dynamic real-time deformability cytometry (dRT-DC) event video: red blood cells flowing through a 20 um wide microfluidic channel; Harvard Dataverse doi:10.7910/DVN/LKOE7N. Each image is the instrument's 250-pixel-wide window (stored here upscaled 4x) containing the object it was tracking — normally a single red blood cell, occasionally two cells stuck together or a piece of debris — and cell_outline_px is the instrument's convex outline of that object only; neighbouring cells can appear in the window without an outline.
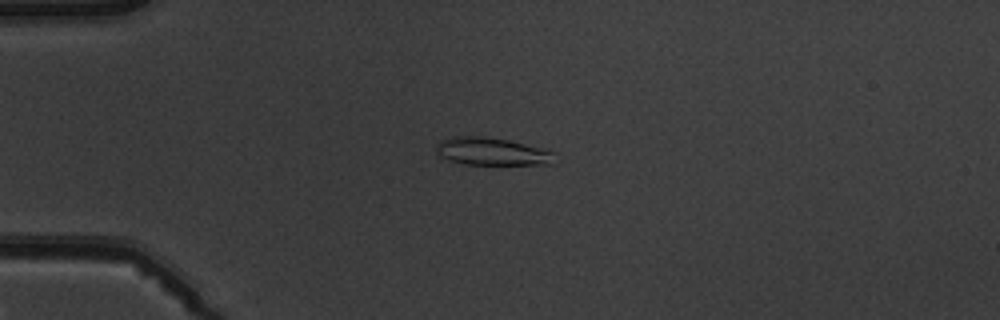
{"species": "common noctule bat (a hibernating species)", "species_latin": "Nyctalus noctula", "temperature_condition": "warm", "stored_images_in_passage": 8, "camera_frame_rate_fps": 3000, "um_per_image_px": 0.085, "animal": {"sex": "male", "body_mass_g": 19.5, "forearm_length_mm": 54.6}, "frame": {"image": 1, "passage_image": 3, "time_ms": 2.333, "image_size_px": [1000, 320], "cell_outline_px": [[552, 164], [464, 164], [448, 160], [440, 156], [436, 148], [436, 144], [440, 140], [452, 136], [484, 136], [508, 140], [544, 148], [552, 152]], "centroid_in_image_um": [41.75, 12.86], "position_along_channel_um": 43.3, "area_um2": 18.96}}
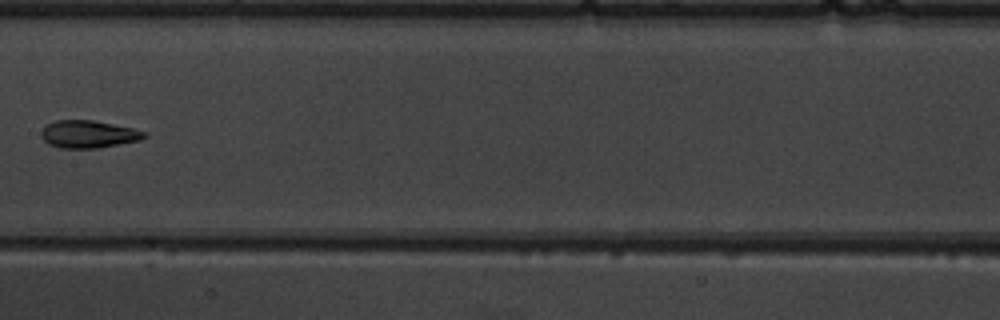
{"frame": {"image": 2, "passage_image": 7, "time_ms": 7.0, "image_size_px": [1000, 320], "cell_outline_px": [[148, 136], [140, 140], [96, 148], [60, 148], [48, 144], [40, 136], [40, 132], [48, 124], [56, 120], [92, 120], [132, 128], [148, 132]], "centroid_in_image_um": [7.51, 11.41], "position_along_channel_um": 199.9, "area_um2": 16.47}}
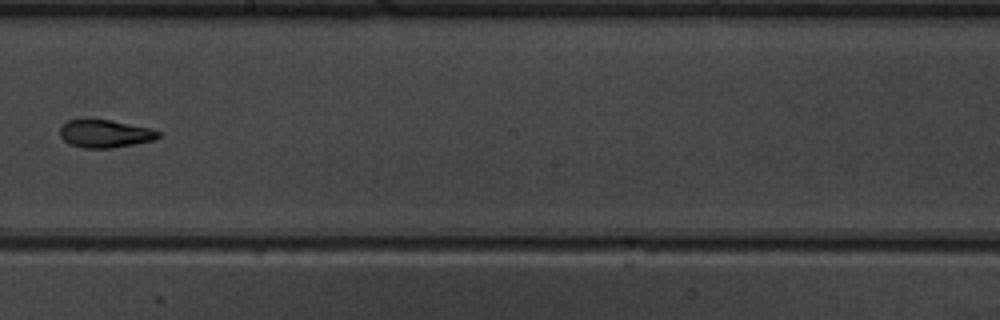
{"frame": {"image": 3, "passage_image": 8, "time_ms": 8.0, "image_size_px": [1000, 320], "cell_outline_px": [[160, 136], [156, 140], [112, 148], [84, 148], [68, 144], [60, 136], [60, 128], [68, 120], [84, 116], [88, 116], [112, 120], [152, 128], [160, 132]], "centroid_in_image_um": [8.9, 11.32], "position_along_channel_um": 239.3, "area_um2": 16.7}}